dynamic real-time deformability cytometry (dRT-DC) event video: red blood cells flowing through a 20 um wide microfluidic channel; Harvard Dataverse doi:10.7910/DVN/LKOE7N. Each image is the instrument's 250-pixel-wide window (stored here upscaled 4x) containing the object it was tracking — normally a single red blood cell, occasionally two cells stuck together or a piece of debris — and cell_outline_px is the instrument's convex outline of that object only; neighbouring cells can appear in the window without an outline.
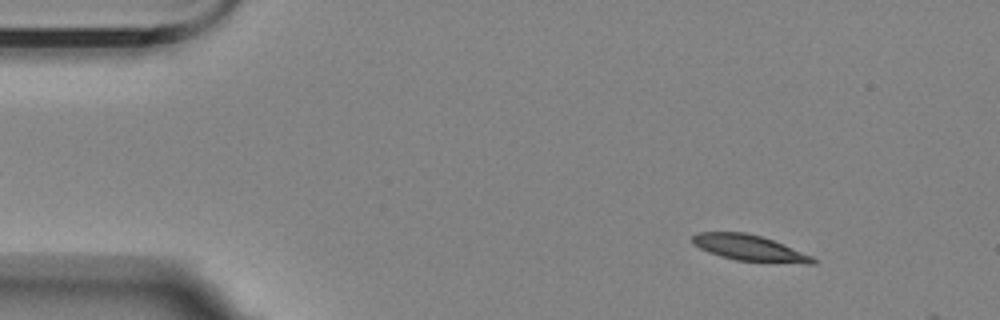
{"species": "Egyptian fruit bat (a non-hibernating species)", "species_latin": "Rousettus aegyptiacus", "temperature_condition": "room temperature", "stored_images_in_passage": 5, "camera_frame_rate_fps": 3000, "um_per_image_px": 0.085, "animal": {"sex": "female"}, "frame": {"image": 1, "passage_image": 1, "time_ms": 0.0, "image_size_px": [1000, 320], "cell_outline_px": [[816, 264], [808, 264], [736, 260], [720, 256], [708, 252], [692, 244], [692, 236], [696, 232], [744, 232], [760, 236], [772, 240], [812, 256], [816, 260]], "centroid_in_image_um": [63.66, 21.07], "position_along_channel_um": 21.3, "area_um2": 18.03}}
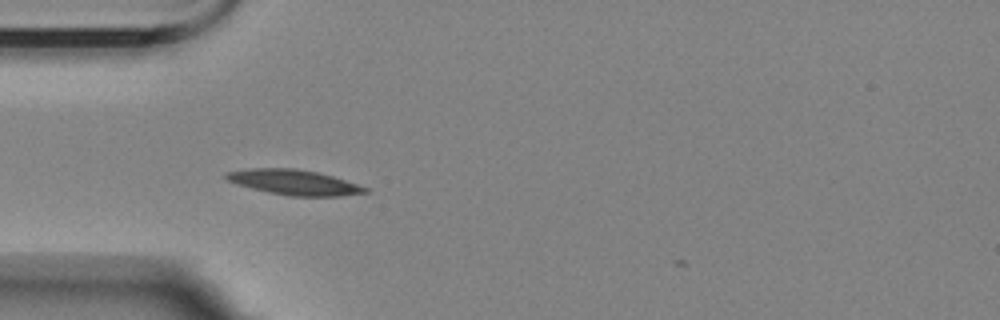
{"frame": {"image": 2, "passage_image": 4, "time_ms": 3.333, "image_size_px": [1000, 320], "cell_outline_px": [[368, 192], [340, 196], [288, 196], [268, 192], [236, 184], [228, 180], [224, 176], [224, 172], [252, 168], [296, 168], [316, 172], [332, 176], [368, 188]], "centroid_in_image_um": [24.95, 15.49], "position_along_channel_um": 60.0, "area_um2": 20.23}}
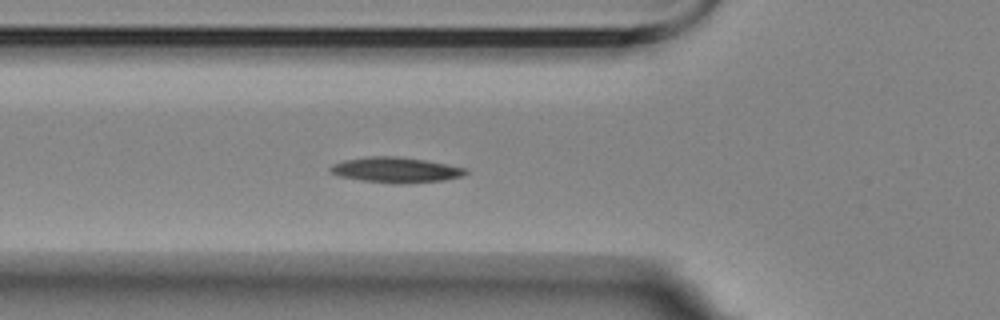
{"frame": {"image": 3, "passage_image": 5, "time_ms": 4.333, "image_size_px": [1000, 320], "cell_outline_px": [[468, 172], [464, 176], [444, 180], [404, 184], [392, 184], [360, 180], [340, 176], [328, 172], [328, 168], [332, 164], [344, 160], [368, 156], [396, 156], [424, 160], [448, 164], [464, 168]], "centroid_in_image_um": [33.61, 14.45], "position_along_channel_um": 92.2, "area_um2": 20.23}}